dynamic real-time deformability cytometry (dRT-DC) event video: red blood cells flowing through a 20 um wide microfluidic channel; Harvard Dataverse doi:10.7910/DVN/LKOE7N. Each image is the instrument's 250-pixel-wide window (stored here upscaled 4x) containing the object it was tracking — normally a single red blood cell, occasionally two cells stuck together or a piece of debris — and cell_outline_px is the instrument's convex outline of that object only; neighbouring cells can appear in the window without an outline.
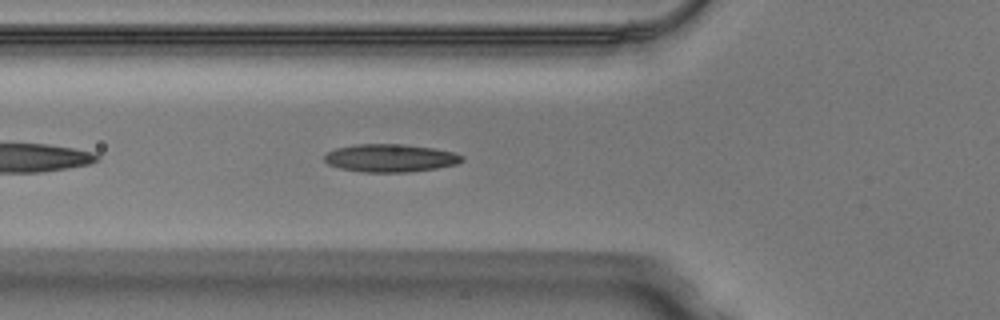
{"species": "Egyptian fruit bat (a non-hibernating species)", "species_latin": "Rousettus aegyptiacus", "temperature_condition": "warm", "stored_images_in_passage": 38, "camera_frame_rate_fps": 3000, "um_per_image_px": 0.085, "animal": {"sex": "male"}, "frame": {"image": 1, "passage_image": 5, "time_ms": 1.333, "image_size_px": [1000, 320], "cell_outline_px": [[464, 160], [456, 164], [436, 168], [408, 172], [364, 172], [340, 168], [328, 164], [324, 160], [324, 156], [328, 152], [336, 148], [356, 144], [404, 144], [432, 148], [452, 152], [464, 156]], "centroid_in_image_um": [33.17, 13.43], "position_along_channel_um": 92.6, "area_um2": 22.25}}
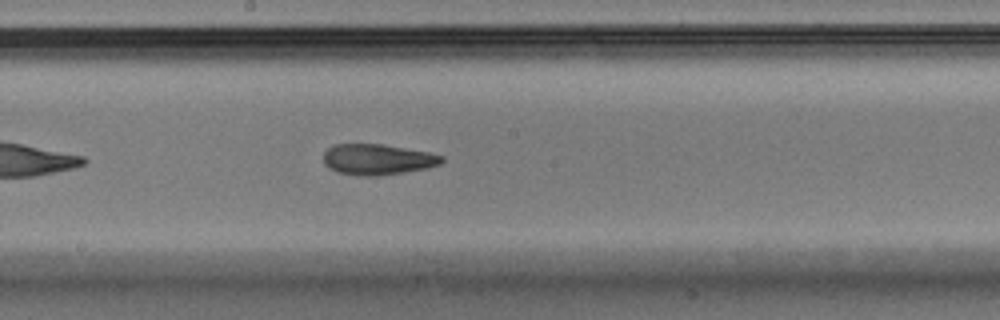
{"frame": {"image": 2, "passage_image": 14, "time_ms": 4.333, "image_size_px": [1000, 320], "cell_outline_px": [[444, 160], [440, 164], [428, 168], [376, 176], [360, 176], [336, 172], [324, 164], [324, 152], [332, 144], [384, 144], [428, 152], [444, 156]], "centroid_in_image_um": [32.08, 13.55], "position_along_channel_um": 216.1, "area_um2": 21.27}}
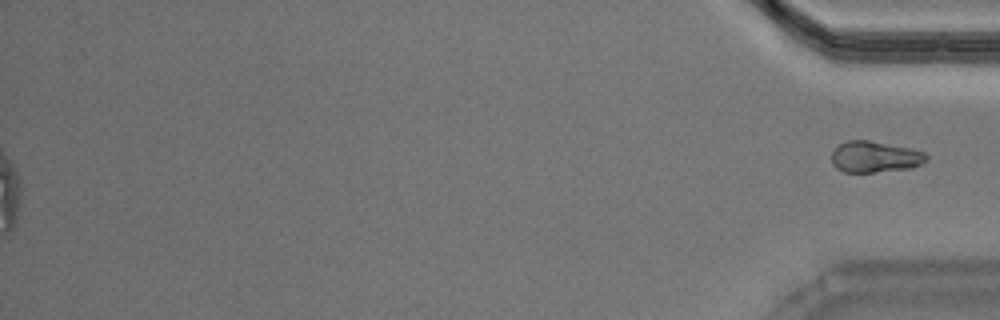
{"frame": {"image": 3, "passage_image": 38, "time_ms": 12.333, "image_size_px": [1000, 320], "cell_outline_px": [[928, 160], [912, 168], [872, 172], [844, 172], [836, 168], [832, 164], [832, 152], [840, 144], [848, 140], [868, 140], [912, 148], [924, 152], [928, 156]], "centroid_in_image_um": [74.38, 13.33], "position_along_channel_um": 360.8, "area_um2": 17.28}}